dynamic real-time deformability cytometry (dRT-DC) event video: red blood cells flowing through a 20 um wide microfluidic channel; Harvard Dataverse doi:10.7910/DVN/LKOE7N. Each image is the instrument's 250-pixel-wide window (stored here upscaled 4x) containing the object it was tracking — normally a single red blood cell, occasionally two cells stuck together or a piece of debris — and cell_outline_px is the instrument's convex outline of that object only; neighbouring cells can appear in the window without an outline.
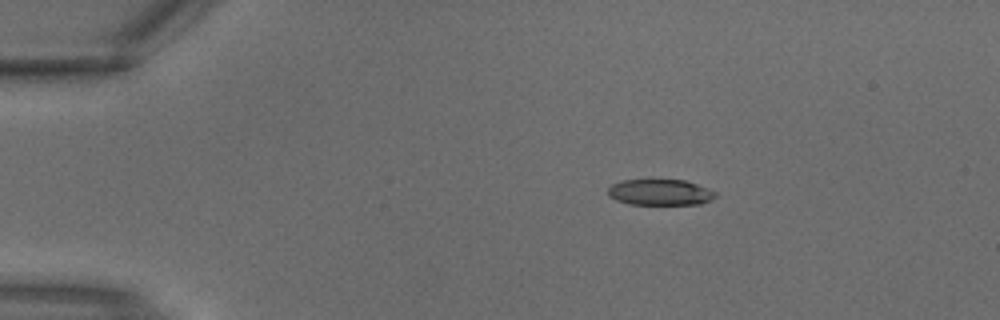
{"species": "common noctule bat (a hibernating species)", "species_latin": "Nyctalus noctula", "temperature_condition": "warm", "stored_images_in_passage": 2, "camera_frame_rate_fps": 3000, "um_per_image_px": 0.085, "animal": {"sex": "male", "body_mass_g": 18.8}, "frame": {"image": 1, "passage_image": 1, "time_ms": 0.0, "image_size_px": [1000, 320], "cell_outline_px": [[716, 196], [712, 200], [700, 204], [628, 204], [616, 200], [608, 196], [608, 188], [612, 184], [624, 180], [684, 180], [708, 188], [716, 192]], "centroid_in_image_um": [56.11, 16.35], "position_along_channel_um": 28.9, "area_um2": 16.24}}